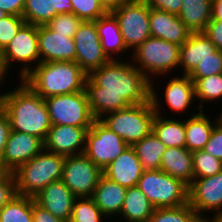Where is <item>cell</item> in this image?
Returning a JSON list of instances; mask_svg holds the SVG:
<instances>
[{"instance_id": "52a82bcc", "label": "cell", "mask_w": 222, "mask_h": 222, "mask_svg": "<svg viewBox=\"0 0 222 222\" xmlns=\"http://www.w3.org/2000/svg\"><path fill=\"white\" fill-rule=\"evenodd\" d=\"M171 76L172 77L169 75V80L167 79L165 82L166 84L162 86L164 88L162 90L164 93L157 92L159 86L156 87V82L161 83L160 81H151V102L153 104L155 113L165 117L168 112H171L175 113L172 117L177 114L180 115L178 116L180 118L184 116L186 117L189 112L192 113V116L199 113L201 111L199 108L196 110V112H193L192 110V103L196 102L194 82L188 75L179 74V76L175 75L174 77L172 74ZM158 94H162L160 97L163 96L165 106L160 101L162 100V97L160 98ZM166 106L168 108H165ZM161 110L164 111L165 114H163ZM165 110L167 112H165Z\"/></svg>"}, {"instance_id": "83f0119b", "label": "cell", "mask_w": 222, "mask_h": 222, "mask_svg": "<svg viewBox=\"0 0 222 222\" xmlns=\"http://www.w3.org/2000/svg\"><path fill=\"white\" fill-rule=\"evenodd\" d=\"M155 208L138 186L127 188L119 214L122 222H148Z\"/></svg>"}, {"instance_id": "1f68e13d", "label": "cell", "mask_w": 222, "mask_h": 222, "mask_svg": "<svg viewBox=\"0 0 222 222\" xmlns=\"http://www.w3.org/2000/svg\"><path fill=\"white\" fill-rule=\"evenodd\" d=\"M33 197L16 195L0 209V222H32Z\"/></svg>"}, {"instance_id": "3957f363", "label": "cell", "mask_w": 222, "mask_h": 222, "mask_svg": "<svg viewBox=\"0 0 222 222\" xmlns=\"http://www.w3.org/2000/svg\"><path fill=\"white\" fill-rule=\"evenodd\" d=\"M87 74L76 62H41L23 79L43 99L85 90Z\"/></svg>"}, {"instance_id": "e0dca14e", "label": "cell", "mask_w": 222, "mask_h": 222, "mask_svg": "<svg viewBox=\"0 0 222 222\" xmlns=\"http://www.w3.org/2000/svg\"><path fill=\"white\" fill-rule=\"evenodd\" d=\"M91 127L51 125L44 140V150L64 156L84 152L87 130Z\"/></svg>"}, {"instance_id": "f35d334b", "label": "cell", "mask_w": 222, "mask_h": 222, "mask_svg": "<svg viewBox=\"0 0 222 222\" xmlns=\"http://www.w3.org/2000/svg\"><path fill=\"white\" fill-rule=\"evenodd\" d=\"M82 20L73 13L57 14L46 26L58 34L73 38Z\"/></svg>"}, {"instance_id": "f546056e", "label": "cell", "mask_w": 222, "mask_h": 222, "mask_svg": "<svg viewBox=\"0 0 222 222\" xmlns=\"http://www.w3.org/2000/svg\"><path fill=\"white\" fill-rule=\"evenodd\" d=\"M212 0H182L178 17L191 33L204 32L211 21Z\"/></svg>"}, {"instance_id": "f1b7e54d", "label": "cell", "mask_w": 222, "mask_h": 222, "mask_svg": "<svg viewBox=\"0 0 222 222\" xmlns=\"http://www.w3.org/2000/svg\"><path fill=\"white\" fill-rule=\"evenodd\" d=\"M153 134L167 147L186 148L184 118L155 115L152 124Z\"/></svg>"}, {"instance_id": "c3c4849f", "label": "cell", "mask_w": 222, "mask_h": 222, "mask_svg": "<svg viewBox=\"0 0 222 222\" xmlns=\"http://www.w3.org/2000/svg\"><path fill=\"white\" fill-rule=\"evenodd\" d=\"M211 21L222 22V0H212Z\"/></svg>"}, {"instance_id": "8d00e7d4", "label": "cell", "mask_w": 222, "mask_h": 222, "mask_svg": "<svg viewBox=\"0 0 222 222\" xmlns=\"http://www.w3.org/2000/svg\"><path fill=\"white\" fill-rule=\"evenodd\" d=\"M71 4L72 13L82 21H95L107 13L99 0H71Z\"/></svg>"}, {"instance_id": "11a10c76", "label": "cell", "mask_w": 222, "mask_h": 222, "mask_svg": "<svg viewBox=\"0 0 222 222\" xmlns=\"http://www.w3.org/2000/svg\"><path fill=\"white\" fill-rule=\"evenodd\" d=\"M6 171L3 169L2 165L0 164V177L5 173Z\"/></svg>"}, {"instance_id": "9a60e30c", "label": "cell", "mask_w": 222, "mask_h": 222, "mask_svg": "<svg viewBox=\"0 0 222 222\" xmlns=\"http://www.w3.org/2000/svg\"><path fill=\"white\" fill-rule=\"evenodd\" d=\"M73 39L75 62L87 75L110 61L101 46L95 21H82Z\"/></svg>"}, {"instance_id": "d6a6232c", "label": "cell", "mask_w": 222, "mask_h": 222, "mask_svg": "<svg viewBox=\"0 0 222 222\" xmlns=\"http://www.w3.org/2000/svg\"><path fill=\"white\" fill-rule=\"evenodd\" d=\"M194 86L195 98L199 103L197 106L200 110H206L205 102V104H212L213 101V104H215L222 101V73L199 78L194 82Z\"/></svg>"}, {"instance_id": "2e32d148", "label": "cell", "mask_w": 222, "mask_h": 222, "mask_svg": "<svg viewBox=\"0 0 222 222\" xmlns=\"http://www.w3.org/2000/svg\"><path fill=\"white\" fill-rule=\"evenodd\" d=\"M44 149V142L34 135L11 130L1 165L6 172H15Z\"/></svg>"}, {"instance_id": "681fc988", "label": "cell", "mask_w": 222, "mask_h": 222, "mask_svg": "<svg viewBox=\"0 0 222 222\" xmlns=\"http://www.w3.org/2000/svg\"><path fill=\"white\" fill-rule=\"evenodd\" d=\"M130 0H99L100 4L107 12H111L114 9L120 7L123 3L129 2Z\"/></svg>"}, {"instance_id": "7c38bea8", "label": "cell", "mask_w": 222, "mask_h": 222, "mask_svg": "<svg viewBox=\"0 0 222 222\" xmlns=\"http://www.w3.org/2000/svg\"><path fill=\"white\" fill-rule=\"evenodd\" d=\"M129 145L100 120H95L87 130L84 154L104 170L112 161L127 150Z\"/></svg>"}, {"instance_id": "9f6ffc18", "label": "cell", "mask_w": 222, "mask_h": 222, "mask_svg": "<svg viewBox=\"0 0 222 222\" xmlns=\"http://www.w3.org/2000/svg\"><path fill=\"white\" fill-rule=\"evenodd\" d=\"M217 219L222 222V214Z\"/></svg>"}, {"instance_id": "db71d44e", "label": "cell", "mask_w": 222, "mask_h": 222, "mask_svg": "<svg viewBox=\"0 0 222 222\" xmlns=\"http://www.w3.org/2000/svg\"><path fill=\"white\" fill-rule=\"evenodd\" d=\"M8 14L0 9V19L4 18Z\"/></svg>"}, {"instance_id": "d6986e66", "label": "cell", "mask_w": 222, "mask_h": 222, "mask_svg": "<svg viewBox=\"0 0 222 222\" xmlns=\"http://www.w3.org/2000/svg\"><path fill=\"white\" fill-rule=\"evenodd\" d=\"M76 198L62 180H57L40 191L34 197V200L53 216L65 222H70Z\"/></svg>"}, {"instance_id": "ee69618b", "label": "cell", "mask_w": 222, "mask_h": 222, "mask_svg": "<svg viewBox=\"0 0 222 222\" xmlns=\"http://www.w3.org/2000/svg\"><path fill=\"white\" fill-rule=\"evenodd\" d=\"M210 41L215 45L216 49L222 51V22L210 21L203 32Z\"/></svg>"}, {"instance_id": "ac0fdd59", "label": "cell", "mask_w": 222, "mask_h": 222, "mask_svg": "<svg viewBox=\"0 0 222 222\" xmlns=\"http://www.w3.org/2000/svg\"><path fill=\"white\" fill-rule=\"evenodd\" d=\"M38 50L41 62H75L76 46L74 39L58 34L46 25L38 26Z\"/></svg>"}, {"instance_id": "8fae6325", "label": "cell", "mask_w": 222, "mask_h": 222, "mask_svg": "<svg viewBox=\"0 0 222 222\" xmlns=\"http://www.w3.org/2000/svg\"><path fill=\"white\" fill-rule=\"evenodd\" d=\"M51 125L91 127L96 120L91 113L86 90L44 99Z\"/></svg>"}, {"instance_id": "e575fe53", "label": "cell", "mask_w": 222, "mask_h": 222, "mask_svg": "<svg viewBox=\"0 0 222 222\" xmlns=\"http://www.w3.org/2000/svg\"><path fill=\"white\" fill-rule=\"evenodd\" d=\"M107 219L92 197L75 199L70 222H107Z\"/></svg>"}, {"instance_id": "ab89813d", "label": "cell", "mask_w": 222, "mask_h": 222, "mask_svg": "<svg viewBox=\"0 0 222 222\" xmlns=\"http://www.w3.org/2000/svg\"><path fill=\"white\" fill-rule=\"evenodd\" d=\"M25 23L22 16L7 15L0 19V51L15 37L20 27Z\"/></svg>"}, {"instance_id": "cb8c5ba5", "label": "cell", "mask_w": 222, "mask_h": 222, "mask_svg": "<svg viewBox=\"0 0 222 222\" xmlns=\"http://www.w3.org/2000/svg\"><path fill=\"white\" fill-rule=\"evenodd\" d=\"M95 23L101 46L107 57L110 60H120V58L123 60L122 56L129 51H127L115 16L111 12H107L95 20Z\"/></svg>"}, {"instance_id": "4dcf8cb0", "label": "cell", "mask_w": 222, "mask_h": 222, "mask_svg": "<svg viewBox=\"0 0 222 222\" xmlns=\"http://www.w3.org/2000/svg\"><path fill=\"white\" fill-rule=\"evenodd\" d=\"M143 170H160L162 157L167 147L151 132L132 146Z\"/></svg>"}, {"instance_id": "d590c367", "label": "cell", "mask_w": 222, "mask_h": 222, "mask_svg": "<svg viewBox=\"0 0 222 222\" xmlns=\"http://www.w3.org/2000/svg\"><path fill=\"white\" fill-rule=\"evenodd\" d=\"M194 179L213 176L222 171V161L204 150L192 152Z\"/></svg>"}, {"instance_id": "f5cc1de1", "label": "cell", "mask_w": 222, "mask_h": 222, "mask_svg": "<svg viewBox=\"0 0 222 222\" xmlns=\"http://www.w3.org/2000/svg\"><path fill=\"white\" fill-rule=\"evenodd\" d=\"M1 85H3V88H5V87H4L5 84H0V87L2 88ZM1 91H2V90L0 89V108H1V106H2V94H3Z\"/></svg>"}, {"instance_id": "4316f807", "label": "cell", "mask_w": 222, "mask_h": 222, "mask_svg": "<svg viewBox=\"0 0 222 222\" xmlns=\"http://www.w3.org/2000/svg\"><path fill=\"white\" fill-rule=\"evenodd\" d=\"M160 170L181 179L189 186L194 180L192 152L186 148H167L162 157Z\"/></svg>"}, {"instance_id": "603a6c76", "label": "cell", "mask_w": 222, "mask_h": 222, "mask_svg": "<svg viewBox=\"0 0 222 222\" xmlns=\"http://www.w3.org/2000/svg\"><path fill=\"white\" fill-rule=\"evenodd\" d=\"M127 188L102 175L92 198L100 211L108 218H119Z\"/></svg>"}, {"instance_id": "5b68a950", "label": "cell", "mask_w": 222, "mask_h": 222, "mask_svg": "<svg viewBox=\"0 0 222 222\" xmlns=\"http://www.w3.org/2000/svg\"><path fill=\"white\" fill-rule=\"evenodd\" d=\"M129 53L131 62L150 81L166 75L165 80L171 72L179 71L180 46L161 38L150 36Z\"/></svg>"}, {"instance_id": "f907efd6", "label": "cell", "mask_w": 222, "mask_h": 222, "mask_svg": "<svg viewBox=\"0 0 222 222\" xmlns=\"http://www.w3.org/2000/svg\"><path fill=\"white\" fill-rule=\"evenodd\" d=\"M7 74L8 73L6 72L3 62H2V55H1V51H0V84H5L6 83L5 81H7L9 79V77H8L9 75H7Z\"/></svg>"}, {"instance_id": "7dc6e473", "label": "cell", "mask_w": 222, "mask_h": 222, "mask_svg": "<svg viewBox=\"0 0 222 222\" xmlns=\"http://www.w3.org/2000/svg\"><path fill=\"white\" fill-rule=\"evenodd\" d=\"M32 222H65L53 216L49 211L37 204L33 197V220Z\"/></svg>"}, {"instance_id": "6da1fadb", "label": "cell", "mask_w": 222, "mask_h": 222, "mask_svg": "<svg viewBox=\"0 0 222 222\" xmlns=\"http://www.w3.org/2000/svg\"><path fill=\"white\" fill-rule=\"evenodd\" d=\"M110 60L85 80L90 110L96 120L131 105L151 101V81L130 59Z\"/></svg>"}, {"instance_id": "bcb514c9", "label": "cell", "mask_w": 222, "mask_h": 222, "mask_svg": "<svg viewBox=\"0 0 222 222\" xmlns=\"http://www.w3.org/2000/svg\"><path fill=\"white\" fill-rule=\"evenodd\" d=\"M26 0H0V9L8 15L22 16Z\"/></svg>"}, {"instance_id": "f6af8a7d", "label": "cell", "mask_w": 222, "mask_h": 222, "mask_svg": "<svg viewBox=\"0 0 222 222\" xmlns=\"http://www.w3.org/2000/svg\"><path fill=\"white\" fill-rule=\"evenodd\" d=\"M11 131L9 118L6 112L0 108V164L4 154L5 145L7 143Z\"/></svg>"}, {"instance_id": "7bdbcfd3", "label": "cell", "mask_w": 222, "mask_h": 222, "mask_svg": "<svg viewBox=\"0 0 222 222\" xmlns=\"http://www.w3.org/2000/svg\"><path fill=\"white\" fill-rule=\"evenodd\" d=\"M154 9L177 15L181 11L182 0H145Z\"/></svg>"}, {"instance_id": "ba28073f", "label": "cell", "mask_w": 222, "mask_h": 222, "mask_svg": "<svg viewBox=\"0 0 222 222\" xmlns=\"http://www.w3.org/2000/svg\"><path fill=\"white\" fill-rule=\"evenodd\" d=\"M155 209L188 204V185L161 170H146L137 185Z\"/></svg>"}, {"instance_id": "8992f818", "label": "cell", "mask_w": 222, "mask_h": 222, "mask_svg": "<svg viewBox=\"0 0 222 222\" xmlns=\"http://www.w3.org/2000/svg\"><path fill=\"white\" fill-rule=\"evenodd\" d=\"M155 115L153 104L150 101L109 113L100 121L121 137L125 143L133 146L152 132Z\"/></svg>"}, {"instance_id": "277c9868", "label": "cell", "mask_w": 222, "mask_h": 222, "mask_svg": "<svg viewBox=\"0 0 222 222\" xmlns=\"http://www.w3.org/2000/svg\"><path fill=\"white\" fill-rule=\"evenodd\" d=\"M65 156L42 150L14 173L17 194L35 197L51 182L61 180Z\"/></svg>"}, {"instance_id": "d4e9b609", "label": "cell", "mask_w": 222, "mask_h": 222, "mask_svg": "<svg viewBox=\"0 0 222 222\" xmlns=\"http://www.w3.org/2000/svg\"><path fill=\"white\" fill-rule=\"evenodd\" d=\"M207 114L206 110H201L193 116L190 113V116L184 118L186 149L191 152L204 149L215 124L222 118L221 112L213 120Z\"/></svg>"}, {"instance_id": "9c48e42d", "label": "cell", "mask_w": 222, "mask_h": 222, "mask_svg": "<svg viewBox=\"0 0 222 222\" xmlns=\"http://www.w3.org/2000/svg\"><path fill=\"white\" fill-rule=\"evenodd\" d=\"M2 62L7 73L12 66L20 65L18 79L22 80L33 68L40 63L38 50V26L24 23L15 37L1 52ZM12 65V66H11Z\"/></svg>"}, {"instance_id": "836d02e7", "label": "cell", "mask_w": 222, "mask_h": 222, "mask_svg": "<svg viewBox=\"0 0 222 222\" xmlns=\"http://www.w3.org/2000/svg\"><path fill=\"white\" fill-rule=\"evenodd\" d=\"M201 217L189 205L155 209L148 222H199Z\"/></svg>"}, {"instance_id": "44dd1931", "label": "cell", "mask_w": 222, "mask_h": 222, "mask_svg": "<svg viewBox=\"0 0 222 222\" xmlns=\"http://www.w3.org/2000/svg\"><path fill=\"white\" fill-rule=\"evenodd\" d=\"M149 21L152 37L161 38L178 46H181L191 33L177 15L166 11L150 7Z\"/></svg>"}, {"instance_id": "60d3db41", "label": "cell", "mask_w": 222, "mask_h": 222, "mask_svg": "<svg viewBox=\"0 0 222 222\" xmlns=\"http://www.w3.org/2000/svg\"><path fill=\"white\" fill-rule=\"evenodd\" d=\"M16 195L18 194L15 175L12 172H5L0 177V209Z\"/></svg>"}, {"instance_id": "484cf974", "label": "cell", "mask_w": 222, "mask_h": 222, "mask_svg": "<svg viewBox=\"0 0 222 222\" xmlns=\"http://www.w3.org/2000/svg\"><path fill=\"white\" fill-rule=\"evenodd\" d=\"M63 13H72L71 0H26L22 17L26 23L39 26Z\"/></svg>"}, {"instance_id": "4fadbf2b", "label": "cell", "mask_w": 222, "mask_h": 222, "mask_svg": "<svg viewBox=\"0 0 222 222\" xmlns=\"http://www.w3.org/2000/svg\"><path fill=\"white\" fill-rule=\"evenodd\" d=\"M103 170L84 153L65 156L63 183L77 198L92 197Z\"/></svg>"}, {"instance_id": "30bf717a", "label": "cell", "mask_w": 222, "mask_h": 222, "mask_svg": "<svg viewBox=\"0 0 222 222\" xmlns=\"http://www.w3.org/2000/svg\"><path fill=\"white\" fill-rule=\"evenodd\" d=\"M117 19L123 41L129 51H134L150 33V6L145 0H130L111 11Z\"/></svg>"}, {"instance_id": "816d5d0a", "label": "cell", "mask_w": 222, "mask_h": 222, "mask_svg": "<svg viewBox=\"0 0 222 222\" xmlns=\"http://www.w3.org/2000/svg\"><path fill=\"white\" fill-rule=\"evenodd\" d=\"M199 222H220L217 218H201Z\"/></svg>"}, {"instance_id": "5bb4252c", "label": "cell", "mask_w": 222, "mask_h": 222, "mask_svg": "<svg viewBox=\"0 0 222 222\" xmlns=\"http://www.w3.org/2000/svg\"><path fill=\"white\" fill-rule=\"evenodd\" d=\"M188 204L201 218H218L222 214V171L194 179L188 186Z\"/></svg>"}, {"instance_id": "7a4b0ae2", "label": "cell", "mask_w": 222, "mask_h": 222, "mask_svg": "<svg viewBox=\"0 0 222 222\" xmlns=\"http://www.w3.org/2000/svg\"><path fill=\"white\" fill-rule=\"evenodd\" d=\"M2 94L1 108L6 112L11 130L39 137L43 142L51 127L45 100L25 82Z\"/></svg>"}, {"instance_id": "74e56055", "label": "cell", "mask_w": 222, "mask_h": 222, "mask_svg": "<svg viewBox=\"0 0 222 222\" xmlns=\"http://www.w3.org/2000/svg\"><path fill=\"white\" fill-rule=\"evenodd\" d=\"M220 73H222V51L217 49L210 57L200 61L188 76L195 82L199 78H205Z\"/></svg>"}, {"instance_id": "ffe728a7", "label": "cell", "mask_w": 222, "mask_h": 222, "mask_svg": "<svg viewBox=\"0 0 222 222\" xmlns=\"http://www.w3.org/2000/svg\"><path fill=\"white\" fill-rule=\"evenodd\" d=\"M144 170L132 146L112 161L104 170L103 175L120 186L131 188L137 186Z\"/></svg>"}, {"instance_id": "b9f144b4", "label": "cell", "mask_w": 222, "mask_h": 222, "mask_svg": "<svg viewBox=\"0 0 222 222\" xmlns=\"http://www.w3.org/2000/svg\"><path fill=\"white\" fill-rule=\"evenodd\" d=\"M203 150L222 161V118L215 124Z\"/></svg>"}, {"instance_id": "7402d4cb", "label": "cell", "mask_w": 222, "mask_h": 222, "mask_svg": "<svg viewBox=\"0 0 222 222\" xmlns=\"http://www.w3.org/2000/svg\"><path fill=\"white\" fill-rule=\"evenodd\" d=\"M215 45L203 33H190L188 39L180 46L179 74L189 75L205 58L216 51Z\"/></svg>"}]
</instances>
